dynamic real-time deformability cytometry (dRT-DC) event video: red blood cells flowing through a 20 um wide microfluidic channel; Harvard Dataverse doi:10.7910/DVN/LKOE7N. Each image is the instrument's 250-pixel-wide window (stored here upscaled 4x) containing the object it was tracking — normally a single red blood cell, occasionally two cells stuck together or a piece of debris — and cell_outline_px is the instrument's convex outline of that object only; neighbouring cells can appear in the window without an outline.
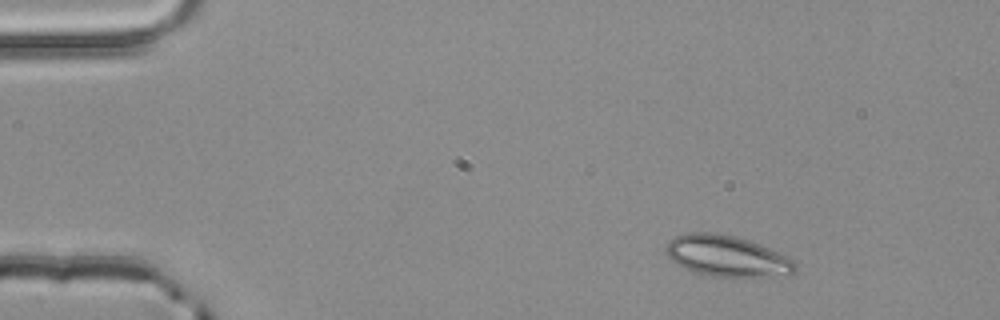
{"species": "common noctule bat (a hibernating species)", "species_latin": "Nyctalus noctula", "temperature_condition": "room temperature", "stored_images_in_passage": 4, "camera_frame_rate_fps": 3000, "um_per_image_px": 0.085, "animal": {"sex": "male", "body_mass_g": 20.4}, "frame": {"image": 1, "passage_image": 1, "time_ms": 0.0, "image_size_px": [1000, 320], "cell_outline_px": [[796, 272], [788, 276], [712, 276], [692, 272], [676, 264], [664, 252], [664, 248], [668, 240], [676, 236], [688, 232], [712, 232], [736, 236], [760, 244], [788, 256], [796, 264]], "centroid_in_image_um": [61.77, 21.76], "position_along_channel_um": 23.2, "area_um2": 31.21}}